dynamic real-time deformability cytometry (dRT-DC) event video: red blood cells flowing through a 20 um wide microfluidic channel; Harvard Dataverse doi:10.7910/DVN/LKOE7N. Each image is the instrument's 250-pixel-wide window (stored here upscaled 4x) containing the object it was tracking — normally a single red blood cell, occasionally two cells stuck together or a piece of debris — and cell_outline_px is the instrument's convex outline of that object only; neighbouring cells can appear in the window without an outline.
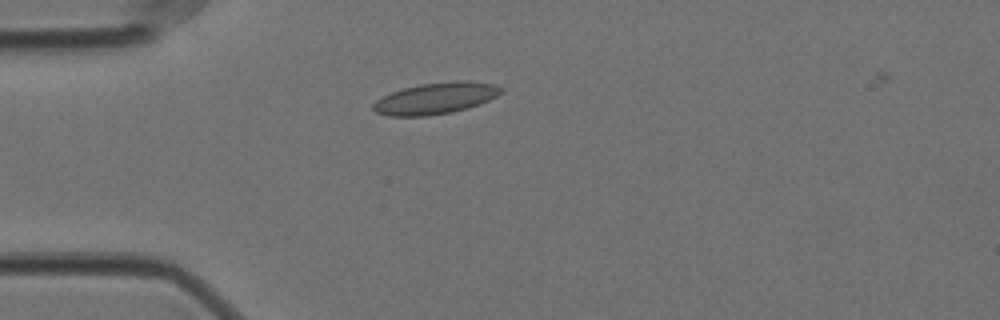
{"species": "Egyptian fruit bat (a non-hibernating species)", "species_latin": "Rousettus aegyptiacus", "temperature_condition": "cold", "stored_images_in_passage": 18, "camera_frame_rate_fps": 3000, "um_per_image_px": 0.085, "animal": {"sex": "female"}, "frame": {"image": 1, "passage_image": 2, "time_ms": 0.333, "image_size_px": [1000, 320], "cell_outline_px": [[504, 92], [480, 104], [468, 108], [452, 112], [428, 116], [388, 116], [376, 112], [372, 108], [372, 104], [376, 100], [392, 92], [404, 88], [420, 84], [456, 80], [468, 80], [496, 84], [504, 88]], "centroid_in_image_um": [37.07, 8.35], "position_along_channel_um": 47.9, "area_um2": 23.64}}
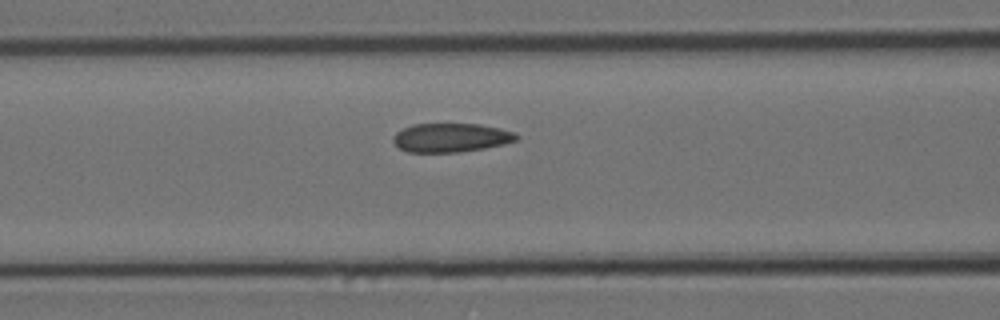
{"frame": {"image": 2, "passage_image": 10, "time_ms": 3.0, "image_size_px": [1000, 320], "cell_outline_px": [[520, 136], [516, 140], [504, 144], [484, 148], [460, 152], [408, 152], [400, 148], [392, 140], [392, 136], [396, 132], [412, 124], [480, 124], [500, 128], [516, 132]], "centroid_in_image_um": [38.35, 11.69], "position_along_channel_um": 128.3, "area_um2": 20.81}}
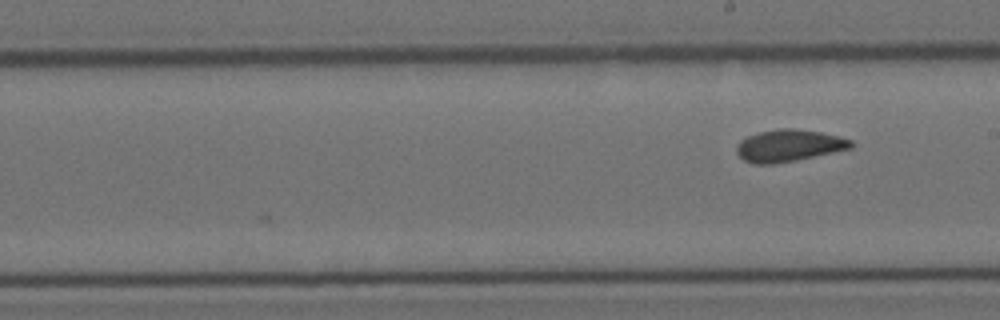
{"frame": {"image": 3, "passage_image": 18, "time_ms": 5.667, "image_size_px": [1000, 320], "cell_outline_px": [[856, 144], [852, 148], [796, 160], [772, 164], [752, 164], [744, 160], [736, 152], [736, 144], [740, 140], [748, 136], [760, 132], [776, 128], [792, 128], [820, 132], [840, 136], [852, 140]], "centroid_in_image_um": [67.06, 12.37], "position_along_channel_um": 221.9, "area_um2": 21.44}}